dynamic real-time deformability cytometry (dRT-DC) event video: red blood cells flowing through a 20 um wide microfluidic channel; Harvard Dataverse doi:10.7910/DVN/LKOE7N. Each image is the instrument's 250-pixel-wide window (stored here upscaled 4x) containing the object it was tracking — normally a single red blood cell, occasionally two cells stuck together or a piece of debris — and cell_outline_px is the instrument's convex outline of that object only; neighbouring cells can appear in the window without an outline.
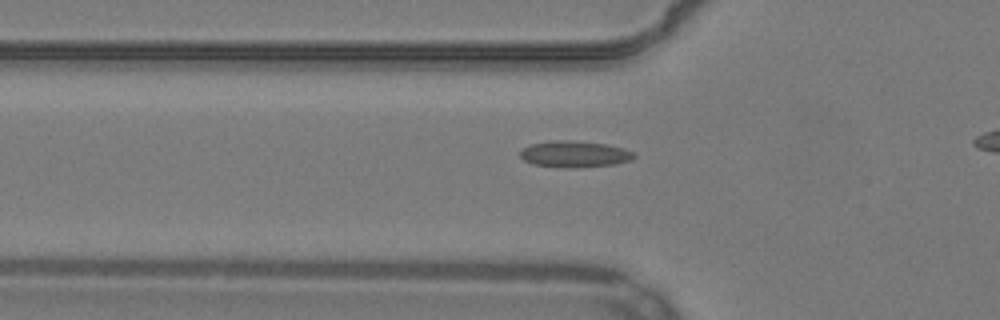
{"species": "common noctule bat (a hibernating species)", "species_latin": "Nyctalus noctula", "temperature_condition": "warm", "stored_images_in_passage": 32, "camera_frame_rate_fps": 3000, "um_per_image_px": 0.085, "animal": {"sex": "male", "body_mass_g": 19.2, "forearm_length_mm": 51.8}, "frame": {"image": 1, "passage_image": 6, "time_ms": 1.667, "image_size_px": [1000, 320], "cell_outline_px": [[636, 156], [632, 160], [616, 164], [532, 164], [524, 160], [520, 156], [520, 152], [524, 148], [532, 144], [552, 140], [568, 140], [608, 144], [624, 148], [632, 152]], "centroid_in_image_um": [48.88, 13.02], "position_along_channel_um": 76.9, "area_um2": 16.24}}
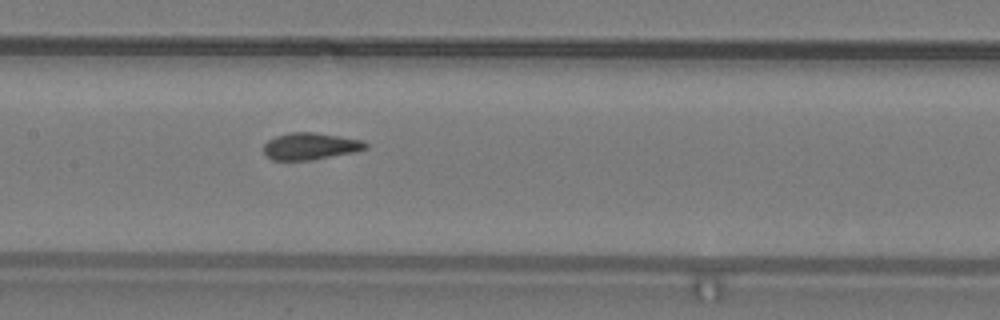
{"frame": {"image": 2, "passage_image": 14, "time_ms": 4.333, "image_size_px": [1000, 320], "cell_outline_px": [[368, 148], [352, 152], [308, 160], [272, 160], [264, 152], [264, 144], [268, 140], [276, 136], [288, 132], [316, 132], [364, 140], [368, 144]], "centroid_in_image_um": [26.38, 12.41], "position_along_channel_um": 181.0, "area_um2": 15.9}}
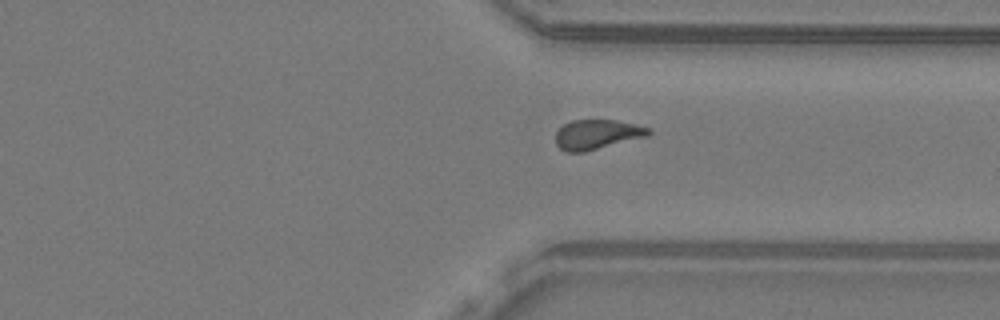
{"frame": {"image": 3, "passage_image": 28, "time_ms": 9.0, "image_size_px": [1000, 320], "cell_outline_px": [[652, 132], [648, 136], [584, 152], [564, 152], [556, 144], [556, 132], [564, 124], [572, 120], [616, 120], [636, 124], [652, 128]], "centroid_in_image_um": [50.77, 11.42], "position_along_channel_um": 360.6, "area_um2": 16.18}}